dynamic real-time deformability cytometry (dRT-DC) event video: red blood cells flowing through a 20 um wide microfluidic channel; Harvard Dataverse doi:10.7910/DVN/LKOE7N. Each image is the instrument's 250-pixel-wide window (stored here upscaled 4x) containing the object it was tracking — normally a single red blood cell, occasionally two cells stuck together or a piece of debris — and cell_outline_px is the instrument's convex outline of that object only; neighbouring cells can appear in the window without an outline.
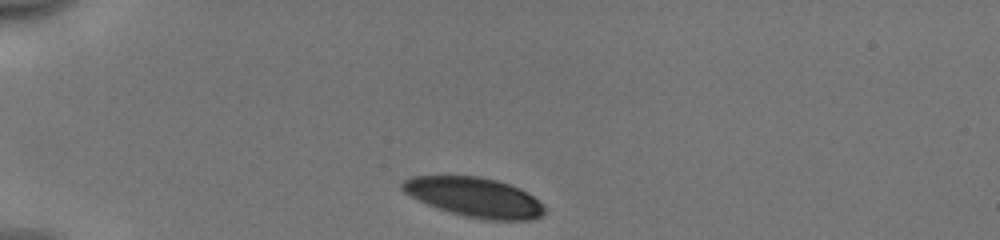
{"species": "human", "species_latin": "Homo sapiens", "temperature_condition": "cold", "stored_images_in_passage": 33, "camera_frame_rate_fps": 3000, "um_per_image_px": 0.085, "donor": {"sex": "male"}, "frame": {"image": 1, "passage_image": 1, "time_ms": 0.0, "image_size_px": [1000, 240], "cell_outline_px": [[548, 208], [540, 216], [532, 220], [488, 220], [468, 216], [452, 212], [428, 204], [404, 192], [400, 188], [400, 184], [404, 180], [412, 176], [480, 176], [496, 180], [520, 188], [532, 196]], "centroid_in_image_um": [40.36, 16.75], "position_along_channel_um": 44.6, "area_um2": 32.43}}
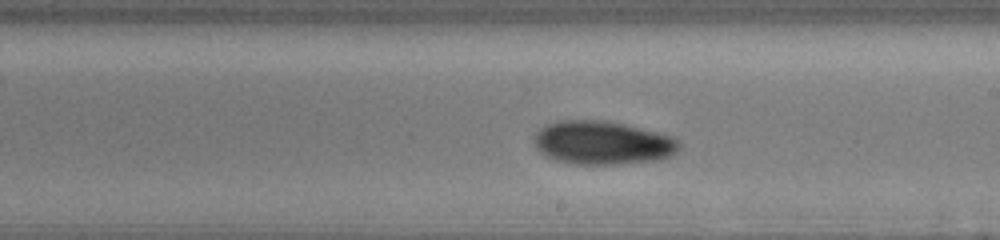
{"frame": {"image": 2, "passage_image": 19, "time_ms": 6.0, "image_size_px": [1000, 240], "cell_outline_px": [[680, 148], [676, 152], [660, 160], [620, 164], [576, 164], [556, 160], [540, 152], [536, 148], [532, 140], [536, 132], [544, 124], [560, 120], [608, 120], [676, 136], [680, 140]], "centroid_in_image_um": [51.23, 12.12], "position_along_channel_um": 237.8, "area_um2": 37.34}}
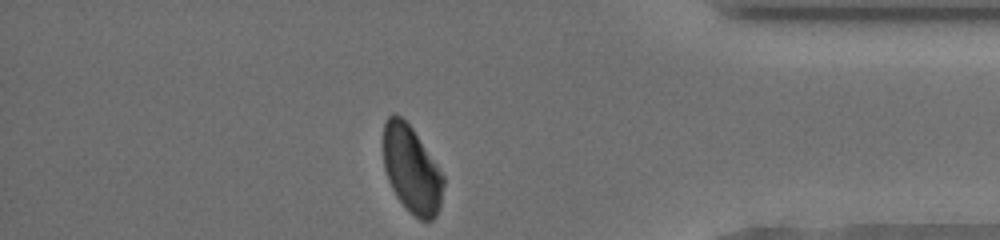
{"frame": {"image": 3, "passage_image": 33, "time_ms": 10.667, "image_size_px": [1000, 240], "cell_outline_px": [[444, 184], [440, 208], [436, 216], [432, 220], [420, 220], [396, 196], [388, 180], [384, 168], [384, 124], [388, 116], [400, 116], [412, 128], [444, 176]], "centroid_in_image_um": [35.0, 14.44], "position_along_channel_um": 400.2, "area_um2": 29.88}, "authors_computed_cell_mechanics": {"area_um2": 35.4892, "velocity_mm_per_s": 3.9353, "shape_relaxation_time_tau1_ms": 3.046, "shape_relaxation_time_tau2_ms": 6.6391, "deformation_change_tau1": 0.1254, "deformation_change_tau2": 0.095}}